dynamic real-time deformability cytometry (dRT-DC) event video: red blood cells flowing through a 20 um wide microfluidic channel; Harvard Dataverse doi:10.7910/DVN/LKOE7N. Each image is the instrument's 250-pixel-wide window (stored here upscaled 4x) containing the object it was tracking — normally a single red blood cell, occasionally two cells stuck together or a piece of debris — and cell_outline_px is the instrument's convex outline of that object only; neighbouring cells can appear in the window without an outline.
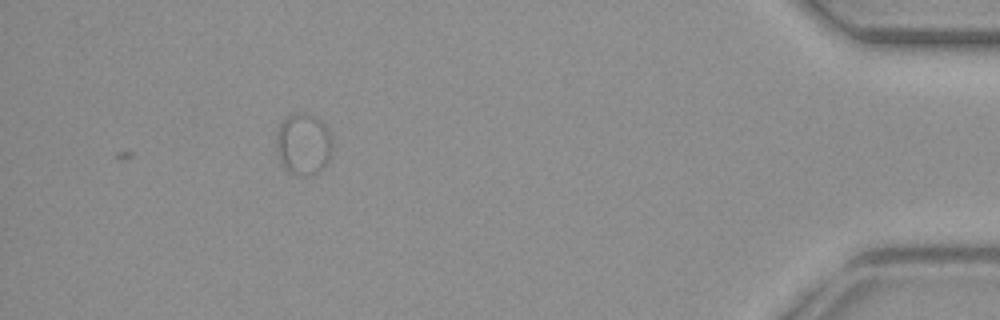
{"species": "common noctule bat (a hibernating species)", "species_latin": "Nyctalus noctula", "temperature_condition": "warm", "stored_images_in_passage": 37, "segment_of_instrument_passage": [2, 2], "camera_frame_rate_fps": 3000, "um_per_image_px": 0.085, "animal": {"sex": "female", "body_mass_g": 29.2, "forearm_length_mm": 56.3}, "frame": {"image": 1, "passage_image": 37, "time_ms": 12.0, "image_size_px": [1000, 320], "cell_outline_px": [[332, 156], [320, 172], [316, 176], [304, 176], [292, 172], [280, 160], [276, 148], [276, 132], [280, 124], [288, 116], [300, 112], [308, 112], [320, 120], [328, 128], [332, 136]], "centroid_in_image_um": [25.84, 12.24], "position_along_channel_um": 409.4, "area_um2": 20.4}}